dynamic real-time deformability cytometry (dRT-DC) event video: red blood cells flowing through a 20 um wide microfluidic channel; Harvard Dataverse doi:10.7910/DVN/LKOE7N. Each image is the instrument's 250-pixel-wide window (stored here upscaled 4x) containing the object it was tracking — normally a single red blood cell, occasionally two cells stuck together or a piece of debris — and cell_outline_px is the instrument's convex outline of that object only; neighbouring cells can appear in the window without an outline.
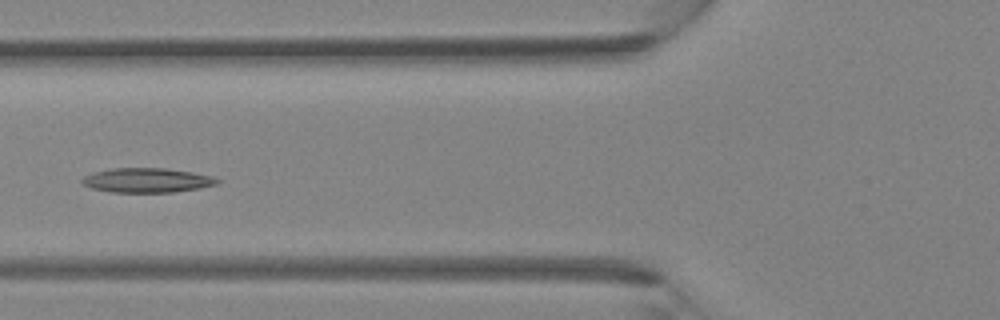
{"species": "Egyptian fruit bat (a non-hibernating species)", "species_latin": "Rousettus aegyptiacus", "temperature_condition": "room temperature", "stored_images_in_passage": 4, "camera_frame_rate_fps": 3000, "um_per_image_px": 0.085, "animal": {"sex": "female"}, "frame": {"image": 1, "passage_image": 4, "time_ms": 1.0, "image_size_px": [1000, 320], "cell_outline_px": [[220, 180], [216, 184], [200, 188], [172, 192], [112, 192], [92, 188], [84, 184], [80, 180], [84, 176], [92, 172], [112, 168], [164, 168], [192, 172], [212, 176]], "centroid_in_image_um": [12.47, 15.32], "position_along_channel_um": 113.3, "area_um2": 19.19}}